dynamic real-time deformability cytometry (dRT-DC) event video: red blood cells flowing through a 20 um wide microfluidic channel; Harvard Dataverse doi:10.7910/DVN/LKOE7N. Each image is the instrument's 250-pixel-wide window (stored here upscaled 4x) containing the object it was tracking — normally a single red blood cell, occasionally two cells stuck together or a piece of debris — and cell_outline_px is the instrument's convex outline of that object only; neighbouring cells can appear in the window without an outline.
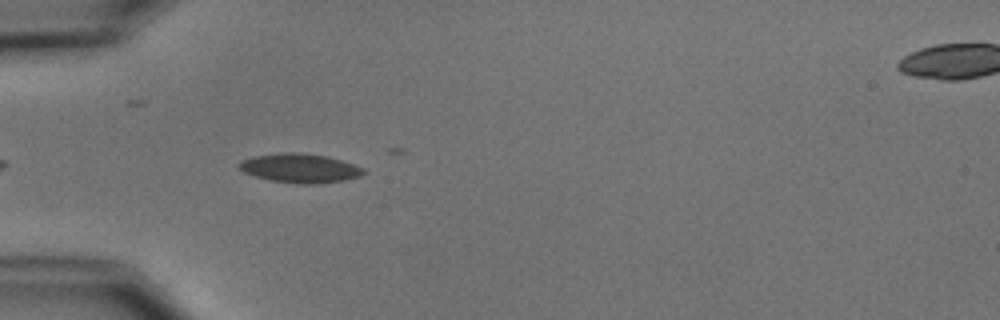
{"species": "common noctule bat (a hibernating species)", "species_latin": "Nyctalus noctula", "temperature_condition": "cold", "stored_images_in_passage": 5, "camera_frame_rate_fps": 3000, "um_per_image_px": 0.085, "animal": {"sex": "male", "body_mass_g": 15.6}, "frame": {"image": 1, "passage_image": 4, "time_ms": 4.333, "image_size_px": [1000, 320], "cell_outline_px": [[368, 172], [360, 176], [344, 180], [312, 184], [300, 184], [272, 180], [256, 176], [244, 172], [236, 164], [240, 160], [252, 156], [284, 152], [300, 152], [328, 156], [364, 168]], "centroid_in_image_um": [25.49, 14.28], "position_along_channel_um": 59.5, "area_um2": 21.1}}